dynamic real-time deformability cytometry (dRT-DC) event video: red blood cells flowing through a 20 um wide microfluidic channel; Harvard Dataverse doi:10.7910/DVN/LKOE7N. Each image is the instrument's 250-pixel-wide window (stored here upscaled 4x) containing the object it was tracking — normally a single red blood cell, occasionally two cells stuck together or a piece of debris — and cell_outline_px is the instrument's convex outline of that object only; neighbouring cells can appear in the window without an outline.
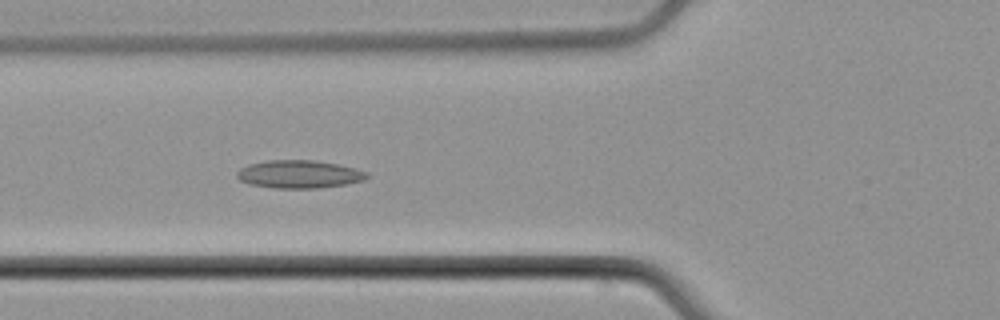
{"species": "common noctule bat (a hibernating species)", "species_latin": "Nyctalus noctula", "temperature_condition": "cold", "stored_images_in_passage": 57, "camera_frame_rate_fps": 3000, "um_per_image_px": 0.085, "animal": {"sex": "male", "body_mass_g": 21.5, "forearm_length_mm": 52.0}, "frame": {"image": 1, "passage_image": 22, "time_ms": 7.0, "image_size_px": [1000, 320], "cell_outline_px": [[368, 176], [364, 180], [344, 184], [316, 188], [272, 188], [248, 184], [240, 180], [236, 176], [236, 172], [240, 168], [248, 164], [268, 160], [312, 160], [336, 164], [368, 172]], "centroid_in_image_um": [25.36, 14.81], "position_along_channel_um": 100.4, "area_um2": 21.04}}
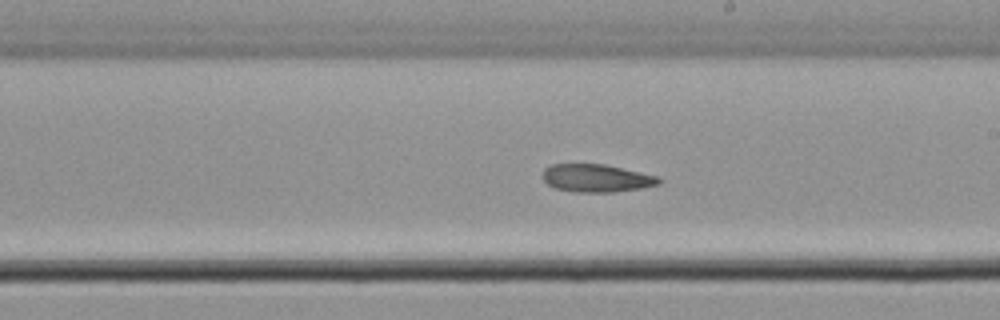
{"frame": {"image": 2, "passage_image": 33, "time_ms": 10.667, "image_size_px": [1000, 320], "cell_outline_px": [[664, 180], [660, 184], [640, 188], [612, 192], [576, 192], [556, 188], [548, 184], [544, 180], [544, 168], [552, 164], [604, 164], [656, 176]], "centroid_in_image_um": [50.71, 15.14], "position_along_channel_um": 238.3, "area_um2": 18.61}}
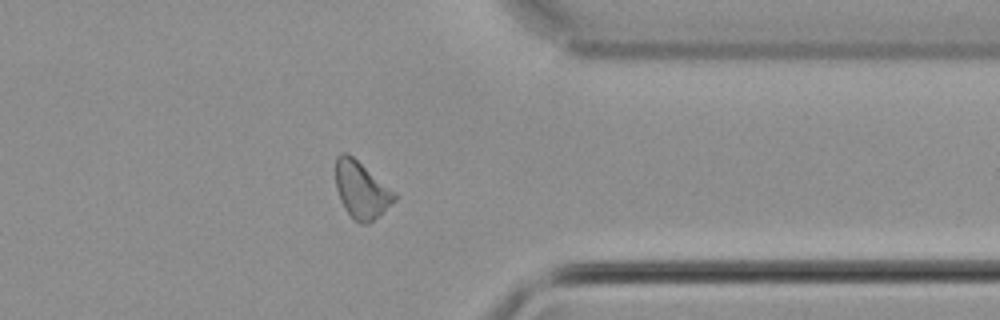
{"frame": {"image": 3, "passage_image": 45, "time_ms": 14.667, "image_size_px": [1000, 320], "cell_outline_px": [[396, 200], [368, 224], [360, 224], [344, 208], [340, 200], [336, 188], [336, 156], [340, 152], [348, 152], [396, 192]], "centroid_in_image_um": [30.71, 16.11], "position_along_channel_um": 380.7, "area_um2": 19.42}}